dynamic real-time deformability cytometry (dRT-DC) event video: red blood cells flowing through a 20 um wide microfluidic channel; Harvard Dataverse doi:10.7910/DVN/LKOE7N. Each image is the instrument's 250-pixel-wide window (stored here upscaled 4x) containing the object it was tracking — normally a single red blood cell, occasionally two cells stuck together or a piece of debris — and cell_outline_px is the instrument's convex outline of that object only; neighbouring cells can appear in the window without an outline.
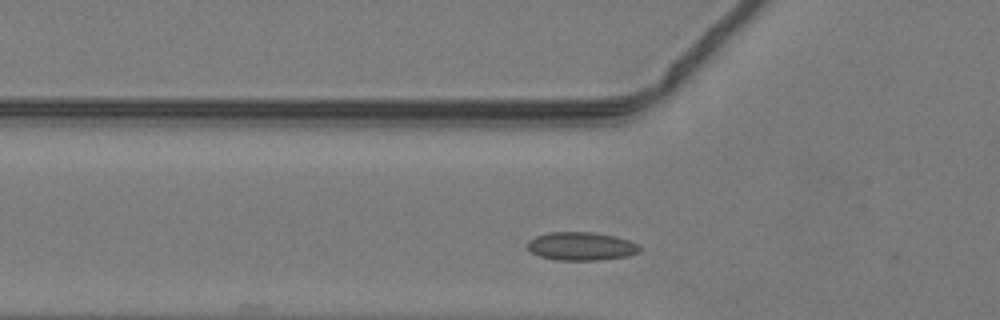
{"species": "common noctule bat (a hibernating species)", "species_latin": "Nyctalus noctula", "temperature_condition": "warm", "stored_images_in_passage": 30, "camera_frame_rate_fps": 3000, "um_per_image_px": 0.085, "animal": {"sex": "male", "body_mass_g": 19.2, "forearm_length_mm": 51.8}, "frame": {"image": 1, "passage_image": 6, "time_ms": 1.667, "image_size_px": [1000, 320], "cell_outline_px": [[640, 252], [628, 256], [600, 260], [556, 260], [540, 256], [532, 252], [528, 248], [528, 240], [536, 236], [548, 232], [592, 232], [616, 236], [628, 240], [636, 244], [640, 248]], "centroid_in_image_um": [49.4, 20.93], "position_along_channel_um": 76.4, "area_um2": 18.5}}
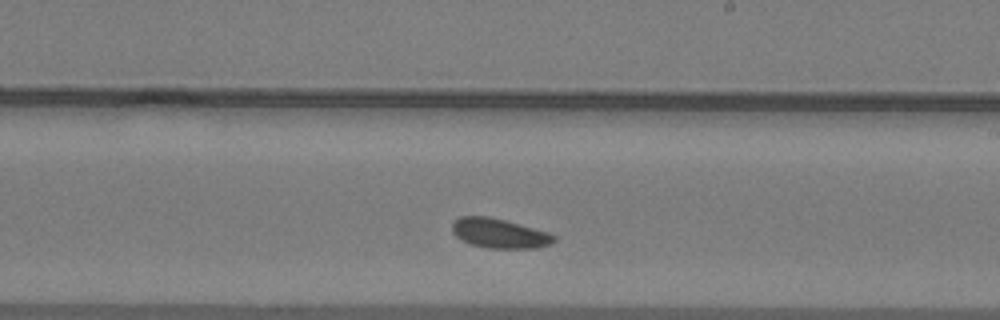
{"frame": {"image": 2, "passage_image": 18, "time_ms": 5.667, "image_size_px": [1000, 320], "cell_outline_px": [[556, 240], [552, 244], [536, 248], [488, 248], [472, 244], [456, 236], [452, 232], [452, 224], [460, 216], [488, 216], [504, 220], [548, 232], [556, 236]], "centroid_in_image_um": [42.47, 19.83], "position_along_channel_um": 246.5, "area_um2": 17.4}}
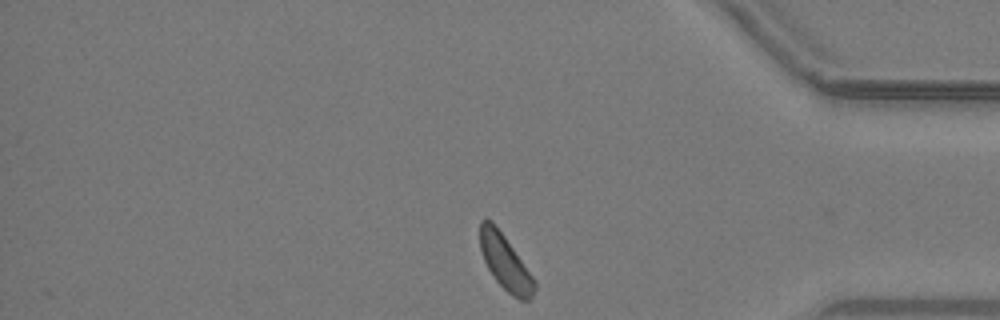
{"frame": {"image": 3, "passage_image": 30, "time_ms": 9.667, "image_size_px": [1000, 320], "cell_outline_px": [[536, 288], [532, 296], [528, 300], [520, 300], [512, 296], [496, 280], [488, 268], [484, 260], [480, 248], [480, 220], [492, 220], [504, 236], [536, 280]], "centroid_in_image_um": [42.96, 22.31], "position_along_channel_um": 392.2, "area_um2": 17.22}}